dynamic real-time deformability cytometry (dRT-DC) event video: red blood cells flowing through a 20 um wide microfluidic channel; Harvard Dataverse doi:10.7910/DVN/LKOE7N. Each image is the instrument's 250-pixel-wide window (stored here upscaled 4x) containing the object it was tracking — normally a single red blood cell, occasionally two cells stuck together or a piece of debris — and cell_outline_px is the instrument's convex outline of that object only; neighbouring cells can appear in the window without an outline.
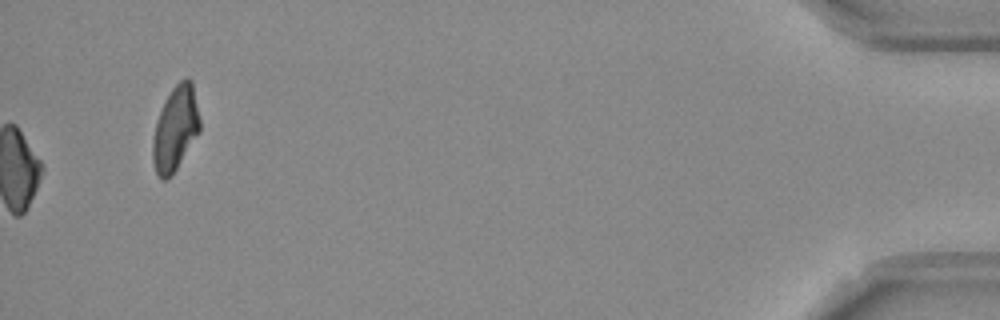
{"species": "Egyptian fruit bat (a non-hibernating species)", "species_latin": "Rousettus aegyptiacus", "temperature_condition": "room temperature", "stored_images_in_passage": 46, "camera_frame_rate_fps": 3000, "um_per_image_px": 0.085, "frame": {"image": 1, "passage_image": 46, "time_ms": 15.0, "image_size_px": [1000, 320], "cell_outline_px": [[200, 132], [172, 176], [168, 180], [160, 180], [156, 172], [152, 160], [152, 140], [156, 124], [160, 112], [172, 88], [180, 80], [188, 76], [192, 80], [200, 120]], "centroid_in_image_um": [14.92, 10.97], "position_along_channel_um": 420.3, "area_um2": 23.29}}